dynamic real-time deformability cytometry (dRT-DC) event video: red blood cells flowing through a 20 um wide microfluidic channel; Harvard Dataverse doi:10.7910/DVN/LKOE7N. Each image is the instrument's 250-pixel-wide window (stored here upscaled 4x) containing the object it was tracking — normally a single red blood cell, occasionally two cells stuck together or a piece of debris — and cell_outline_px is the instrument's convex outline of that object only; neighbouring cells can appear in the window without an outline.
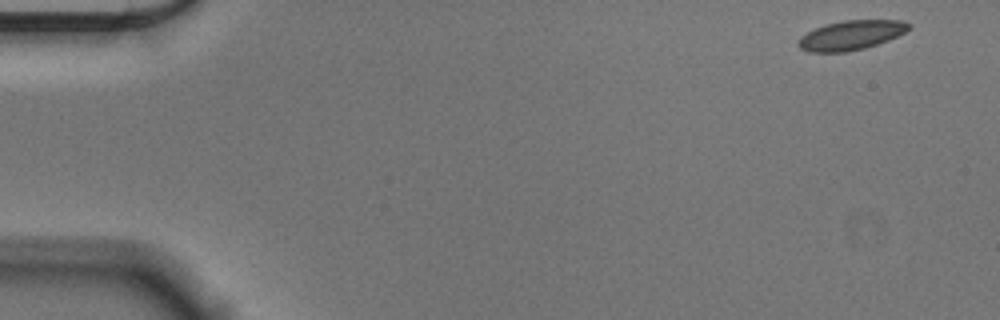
{"species": "Egyptian fruit bat (a non-hibernating species)", "species_latin": "Rousettus aegyptiacus", "temperature_condition": "cold", "stored_images_in_passage": 54, "camera_frame_rate_fps": 3000, "um_per_image_px": 0.085, "animal": {"sex": "male"}, "frame": {"image": 1, "passage_image": 1, "time_ms": 0.0, "image_size_px": [1000, 320], "cell_outline_px": [[912, 28], [888, 40], [864, 48], [848, 52], [808, 52], [800, 48], [796, 44], [800, 36], [824, 24], [844, 20], [900, 20], [912, 24]], "centroid_in_image_um": [72.32, 2.99], "position_along_channel_um": 12.7, "area_um2": 19.02}}
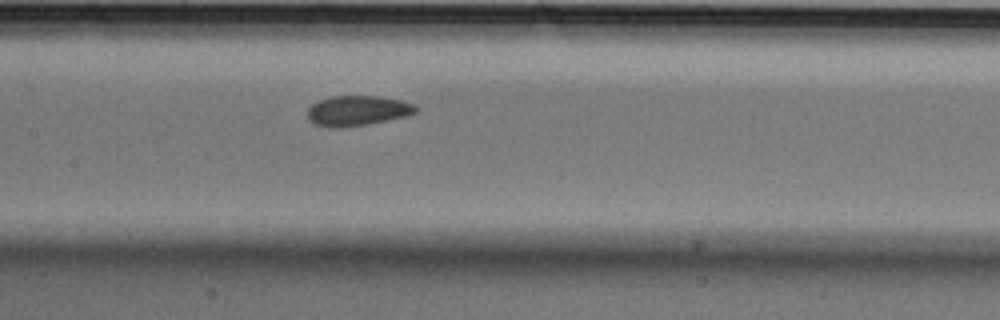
{"frame": {"image": 2, "passage_image": 25, "time_ms": 8.0, "image_size_px": [1000, 320], "cell_outline_px": [[416, 112], [404, 116], [368, 124], [340, 128], [328, 128], [312, 124], [308, 120], [308, 108], [312, 104], [320, 100], [332, 96], [380, 96], [400, 100], [412, 104], [416, 108]], "centroid_in_image_um": [30.31, 9.42], "position_along_channel_um": 177.1, "area_um2": 18.96}}
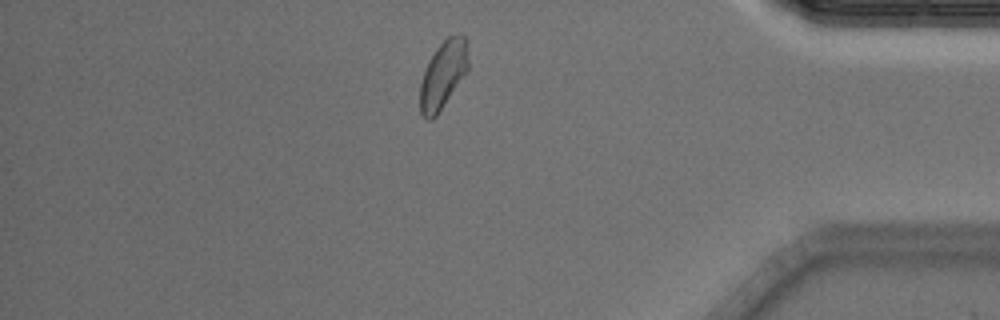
{"frame": {"image": 3, "passage_image": 46, "time_ms": 15.0, "image_size_px": [1000, 320], "cell_outline_px": [[468, 68], [436, 116], [432, 120], [424, 120], [420, 112], [420, 84], [428, 60], [436, 48], [448, 36], [456, 32], [464, 36], [468, 40]], "centroid_in_image_um": [37.65, 6.31], "position_along_channel_um": 397.5, "area_um2": 19.02}, "authors_computed_cell_mechanics": {"area_um2": 19.0451, "velocity_mm_per_s": 3.5765, "shape_relaxation_time_tau1_ms": 5.8091, "shape_relaxation_time_tau2_ms": 1.0226, "deformation_change_tau1": 0.0903, "deformation_change_tau2": 0.0419}}